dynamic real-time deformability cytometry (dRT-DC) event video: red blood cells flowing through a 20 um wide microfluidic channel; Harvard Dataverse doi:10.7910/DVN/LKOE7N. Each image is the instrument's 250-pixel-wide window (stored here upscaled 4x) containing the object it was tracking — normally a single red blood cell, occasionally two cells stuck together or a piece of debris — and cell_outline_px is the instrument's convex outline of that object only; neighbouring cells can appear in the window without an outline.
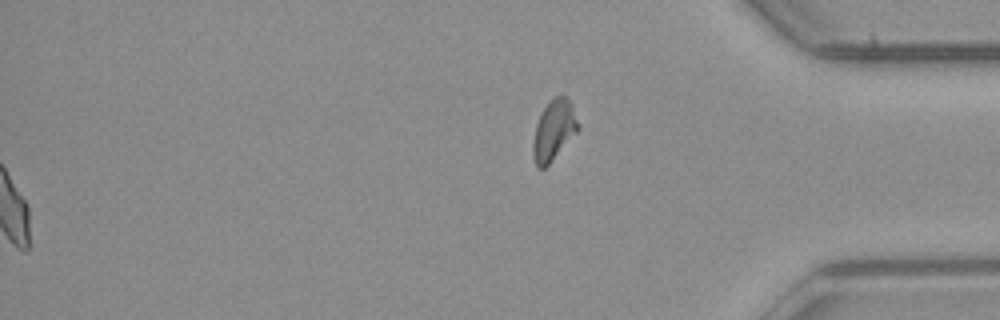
{"species": "common noctule bat (a hibernating species)", "species_latin": "Nyctalus noctula", "temperature_condition": "room temperature", "stored_images_in_passage": 44, "segment_of_instrument_passage": [2, 2], "camera_frame_rate_fps": 3000, "um_per_image_px": 0.085, "animal": {"sex": "male", "body_mass_g": 23.1, "forearm_length_mm": 52.7}, "frame": {"image": 1, "passage_image": 44, "time_ms": 14.333, "image_size_px": [1000, 320], "cell_outline_px": [[580, 128], [548, 164], [544, 168], [536, 168], [532, 152], [532, 144], [536, 124], [544, 108], [556, 96], [564, 96], [572, 104]], "centroid_in_image_um": [47.06, 11.09], "position_along_channel_um": 388.1, "area_um2": 15.43}}